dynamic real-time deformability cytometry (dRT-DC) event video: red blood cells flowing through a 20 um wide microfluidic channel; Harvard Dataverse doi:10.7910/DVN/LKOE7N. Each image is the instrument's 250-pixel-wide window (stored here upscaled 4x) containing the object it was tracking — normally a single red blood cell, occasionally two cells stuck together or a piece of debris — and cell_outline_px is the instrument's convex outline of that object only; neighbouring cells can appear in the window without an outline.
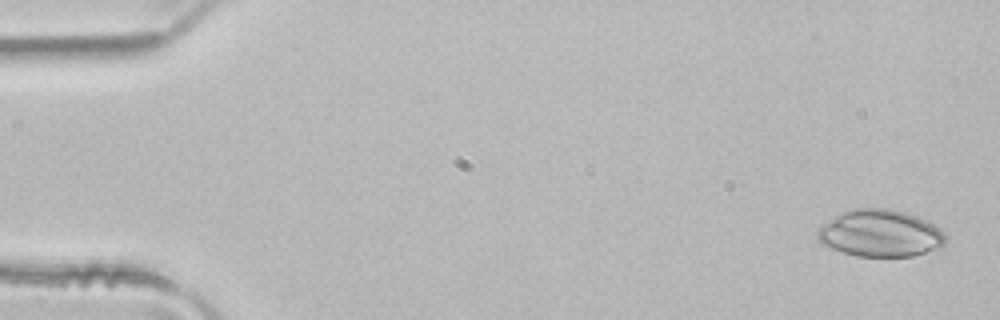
{"species": "common noctule bat (a hibernating species)", "species_latin": "Nyctalus noctula", "temperature_condition": "room temperature", "stored_images_in_passage": 3, "segment_of_instrument_passage": [2, 2], "camera_frame_rate_fps": 3000, "um_per_image_px": 0.085, "animal": {"sex": "male", "body_mass_g": 21.5, "forearm_length_mm": 52.0}, "frame": {"image": 1, "passage_image": 3, "time_ms": 0.667, "image_size_px": [1000, 320], "cell_outline_px": [[944, 244], [940, 248], [912, 256], [856, 256], [840, 252], [820, 244], [816, 240], [816, 232], [824, 224], [836, 216], [844, 212], [856, 208], [888, 208], [908, 212], [928, 220], [940, 228], [944, 232]], "centroid_in_image_um": [74.82, 19.83], "position_along_channel_um": 10.2, "area_um2": 35.32}}